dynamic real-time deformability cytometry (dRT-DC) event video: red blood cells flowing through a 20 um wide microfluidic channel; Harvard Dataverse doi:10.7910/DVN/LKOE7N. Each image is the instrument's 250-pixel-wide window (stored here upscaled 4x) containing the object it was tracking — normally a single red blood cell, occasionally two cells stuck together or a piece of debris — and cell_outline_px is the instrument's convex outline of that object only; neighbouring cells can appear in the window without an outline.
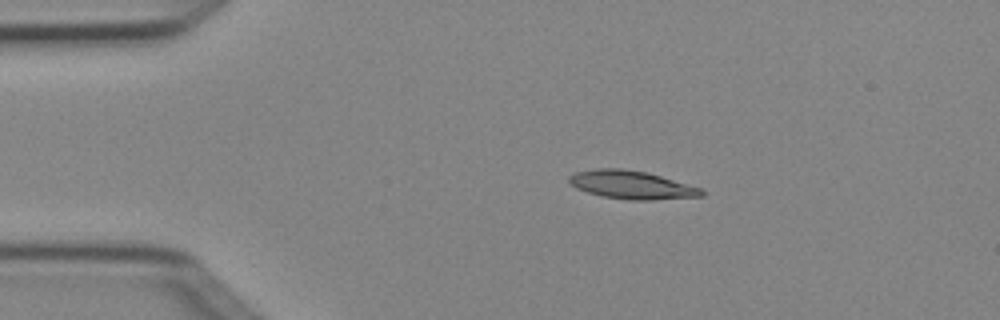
{"species": "Egyptian fruit bat (a non-hibernating species)", "species_latin": "Rousettus aegyptiacus", "temperature_condition": "cold", "stored_images_in_passage": 2, "camera_frame_rate_fps": 3000, "um_per_image_px": 0.085, "animal": {"sex": "female"}, "frame": {"image": 1, "passage_image": 1, "time_ms": 0.0, "image_size_px": [1000, 320], "cell_outline_px": [[704, 196], [652, 200], [628, 200], [604, 196], [588, 192], [576, 188], [568, 184], [568, 176], [576, 172], [596, 168], [620, 168], [644, 172], [660, 176], [700, 188], [704, 192]], "centroid_in_image_um": [53.64, 15.71], "position_along_channel_um": 31.4, "area_um2": 21.62}}